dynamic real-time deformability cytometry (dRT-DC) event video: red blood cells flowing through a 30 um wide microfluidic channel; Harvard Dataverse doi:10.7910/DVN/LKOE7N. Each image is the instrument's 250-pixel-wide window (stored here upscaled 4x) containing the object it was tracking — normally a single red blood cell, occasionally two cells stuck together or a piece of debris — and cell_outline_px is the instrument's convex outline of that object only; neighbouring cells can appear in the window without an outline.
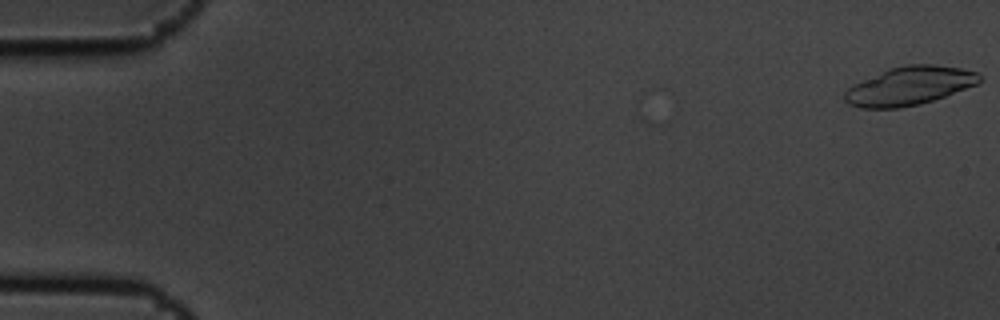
{"species": "common noctule bat (a hibernating species)", "species_latin": "Nyctalus noctula", "temperature_condition": "cold", "stored_images_in_passage": 7, "camera_frame_rate_fps": 3000, "um_per_image_px": 0.085, "animal": {"sex": "male", "body_mass_g": 19.5, "forearm_length_mm": 54.6}, "frame": {"image": 1, "passage_image": 1, "time_ms": 0.0, "image_size_px": [1000, 320], "cell_outline_px": [[980, 80], [976, 84], [944, 96], [920, 104], [900, 108], [860, 108], [848, 104], [844, 100], [844, 92], [852, 84], [888, 68], [904, 64], [932, 64], [960, 68], [976, 72], [980, 76]], "centroid_in_image_um": [77.23, 7.3], "position_along_channel_um": 7.8, "area_um2": 30.17}}